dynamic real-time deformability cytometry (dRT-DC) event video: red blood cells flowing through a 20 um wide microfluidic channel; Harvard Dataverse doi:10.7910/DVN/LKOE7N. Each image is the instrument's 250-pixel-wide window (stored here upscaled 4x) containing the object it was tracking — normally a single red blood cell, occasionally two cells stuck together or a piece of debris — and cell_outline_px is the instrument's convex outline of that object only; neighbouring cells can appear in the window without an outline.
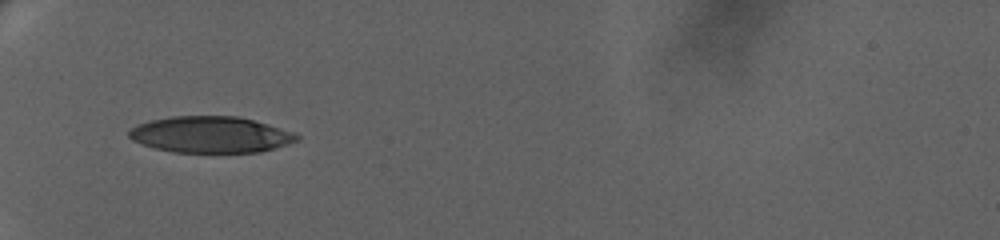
{"species": "human", "species_latin": "Homo sapiens", "temperature_condition": "warm", "stored_images_in_passage": 41, "camera_frame_rate_fps": 3000, "um_per_image_px": 0.085, "donor": {"sex": "female"}, "frame": {"image": 1, "passage_image": 1, "time_ms": 0.0, "image_size_px": [1000, 240], "cell_outline_px": [[300, 140], [288, 144], [260, 152], [172, 152], [156, 148], [132, 140], [128, 136], [128, 132], [132, 128], [140, 124], [152, 120], [172, 116], [236, 116], [268, 124], [296, 132], [300, 136]], "centroid_in_image_um": [17.96, 11.44], "position_along_channel_um": 67.0, "area_um2": 35.37}}
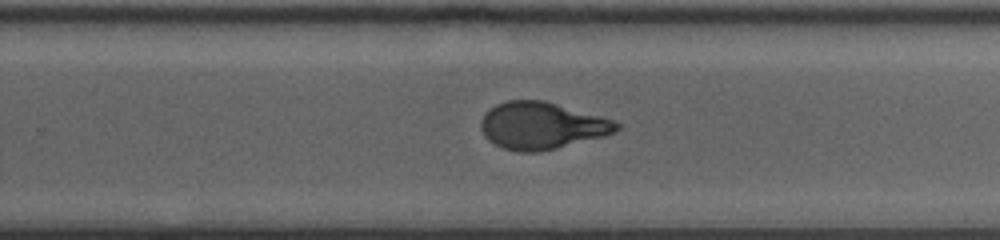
{"frame": {"image": 2, "passage_image": 22, "time_ms": 7.0, "image_size_px": [1000, 240], "cell_outline_px": [[620, 128], [604, 136], [556, 148], [536, 152], [520, 152], [504, 148], [488, 140], [484, 136], [480, 128], [480, 120], [496, 104], [508, 100], [544, 100], [616, 120], [620, 124]], "centroid_in_image_um": [46.05, 10.67], "position_along_channel_um": 283.7, "area_um2": 36.99}}
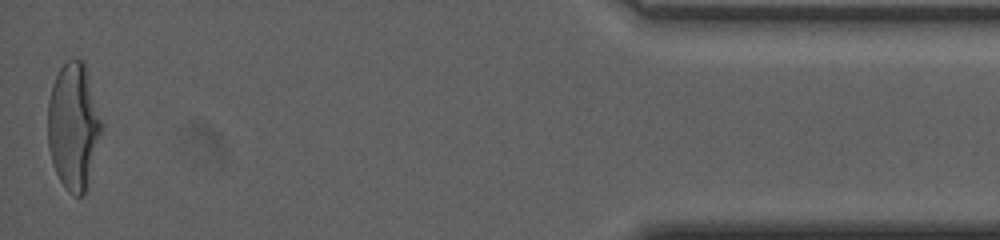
{"frame": {"image": 3, "passage_image": 41, "time_ms": 13.333, "image_size_px": [1000, 240], "cell_outline_px": [[100, 132], [84, 192], [80, 196], [72, 196], [68, 192], [60, 180], [56, 172], [52, 160], [48, 144], [48, 100], [52, 84], [60, 68], [72, 56], [80, 60], [84, 64], [100, 120]], "centroid_in_image_um": [6.18, 10.71], "position_along_channel_um": 429.0, "area_um2": 38.09}, "authors_computed_cell_mechanics": {"area_um2": 37.5122, "velocity_mm_per_s": 3.2811, "shape_relaxation_time_tau1_ms": 6.842, "shape_relaxation_time_tau2_ms": 0.8534, "deformation_change_tau1": 0.2489, "deformation_change_tau2": 0.0662}}